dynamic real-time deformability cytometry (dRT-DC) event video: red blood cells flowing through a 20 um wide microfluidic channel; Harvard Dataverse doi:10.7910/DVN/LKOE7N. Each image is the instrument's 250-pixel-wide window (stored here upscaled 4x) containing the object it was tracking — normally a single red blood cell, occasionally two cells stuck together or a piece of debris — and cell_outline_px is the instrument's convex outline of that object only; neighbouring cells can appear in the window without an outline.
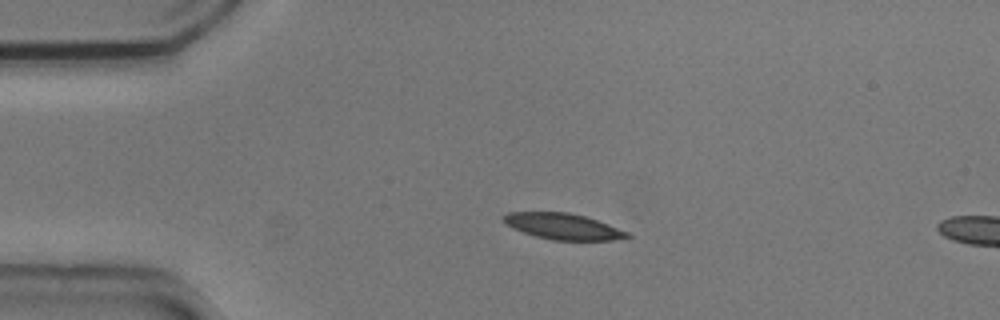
{"species": "common noctule bat (a hibernating species)", "species_latin": "Nyctalus noctula", "temperature_condition": "cold", "stored_images_in_passage": 9, "camera_frame_rate_fps": 3000, "um_per_image_px": 0.085, "animal": {"sex": "male", "body_mass_g": 20.5, "forearm_length_mm": 52.5}, "frame": {"image": 1, "passage_image": 6, "time_ms": 1.667, "image_size_px": [1000, 320], "cell_outline_px": [[632, 236], [612, 240], [552, 240], [536, 236], [512, 228], [500, 216], [508, 212], [568, 212], [584, 216], [608, 224], [628, 232]], "centroid_in_image_um": [47.84, 19.24], "position_along_channel_um": 37.2, "area_um2": 18.55}}